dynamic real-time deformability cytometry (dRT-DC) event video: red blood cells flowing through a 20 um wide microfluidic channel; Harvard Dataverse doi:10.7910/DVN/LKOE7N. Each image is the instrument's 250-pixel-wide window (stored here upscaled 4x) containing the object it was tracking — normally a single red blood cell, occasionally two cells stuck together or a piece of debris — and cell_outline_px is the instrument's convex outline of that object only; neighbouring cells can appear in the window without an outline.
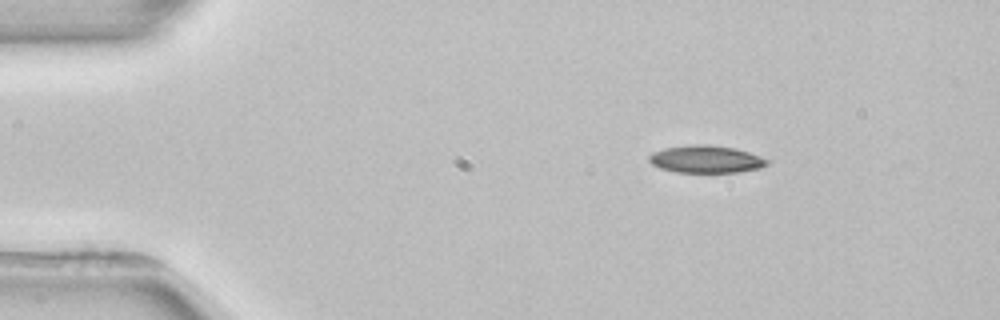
{"species": "common noctule bat (a hibernating species)", "species_latin": "Nyctalus noctula", "temperature_condition": "room temperature", "stored_images_in_passage": 3, "camera_frame_rate_fps": 3000, "um_per_image_px": 0.085, "animal": {"sex": "female", "body_mass_g": 22.7, "forearm_length_mm": 54.2}, "frame": {"image": 1, "passage_image": 1, "time_ms": 0.0, "image_size_px": [1000, 320], "cell_outline_px": [[768, 164], [760, 168], [736, 172], [676, 172], [660, 168], [652, 164], [648, 160], [648, 156], [652, 152], [664, 148], [692, 144], [708, 144], [736, 148], [760, 156], [768, 160]], "centroid_in_image_um": [59.98, 13.52], "position_along_channel_um": 25.0, "area_um2": 18.9}}
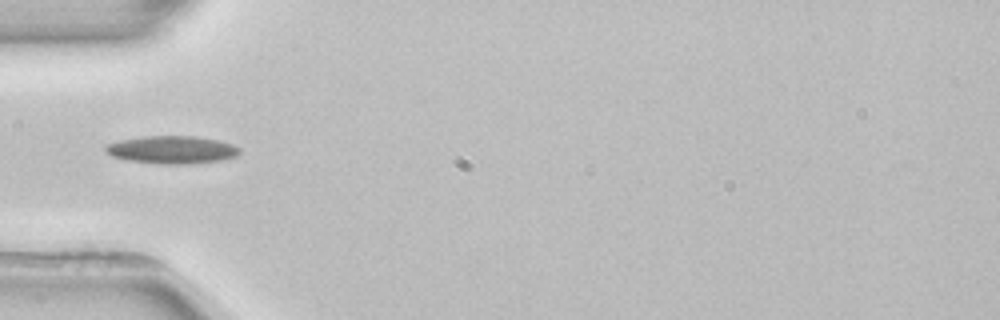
{"frame": {"image": 2, "passage_image": 3, "time_ms": 3.0, "image_size_px": [1000, 320], "cell_outline_px": [[240, 152], [236, 156], [220, 160], [192, 164], [160, 164], [128, 160], [112, 156], [104, 152], [104, 148], [108, 144], [120, 140], [144, 136], [196, 136], [216, 140], [232, 144], [240, 148]], "centroid_in_image_um": [14.6, 12.73], "position_along_channel_um": 70.4, "area_um2": 21.68}}